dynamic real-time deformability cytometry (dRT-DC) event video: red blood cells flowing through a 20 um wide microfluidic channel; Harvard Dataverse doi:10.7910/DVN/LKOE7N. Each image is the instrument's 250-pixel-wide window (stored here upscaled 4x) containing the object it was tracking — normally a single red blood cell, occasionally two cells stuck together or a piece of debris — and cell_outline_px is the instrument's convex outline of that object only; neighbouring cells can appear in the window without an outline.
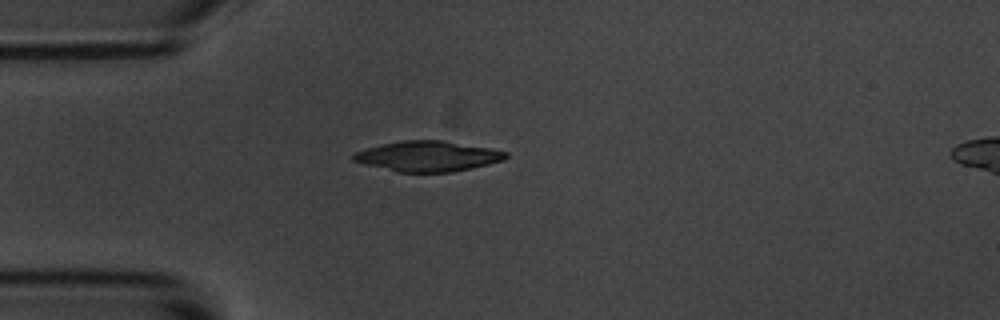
{"species": "common noctule bat (a hibernating species)", "species_latin": "Nyctalus noctula", "temperature_condition": "room temperature", "stored_images_in_passage": 4, "camera_frame_rate_fps": 3000, "um_per_image_px": 0.085, "animal": {"sex": "male", "body_mass_g": 20.1, "forearm_length_mm": 53.5}, "frame": {"image": 1, "passage_image": 1, "time_ms": 0.0, "image_size_px": [1000, 320], "cell_outline_px": [[508, 156], [504, 160], [488, 164], [452, 172], [396, 172], [352, 160], [352, 156], [356, 152], [368, 148], [400, 140], [444, 140], [492, 148], [508, 152]], "centroid_in_image_um": [36.42, 13.27], "position_along_channel_um": 48.6, "area_um2": 26.82}}
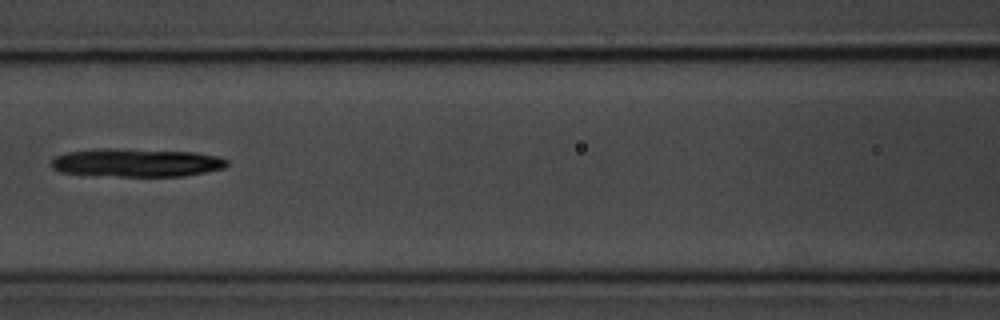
{"frame": {"image": 2, "passage_image": 4, "time_ms": 3.333, "image_size_px": [1000, 320], "cell_outline_px": [[228, 164], [224, 168], [184, 176], [120, 176], [60, 172], [52, 168], [52, 160], [56, 156], [68, 152], [96, 148], [112, 148], [196, 152], [216, 156], [228, 160]], "centroid_in_image_um": [11.61, 13.82], "position_along_channel_um": 155.0, "area_um2": 28.78}}